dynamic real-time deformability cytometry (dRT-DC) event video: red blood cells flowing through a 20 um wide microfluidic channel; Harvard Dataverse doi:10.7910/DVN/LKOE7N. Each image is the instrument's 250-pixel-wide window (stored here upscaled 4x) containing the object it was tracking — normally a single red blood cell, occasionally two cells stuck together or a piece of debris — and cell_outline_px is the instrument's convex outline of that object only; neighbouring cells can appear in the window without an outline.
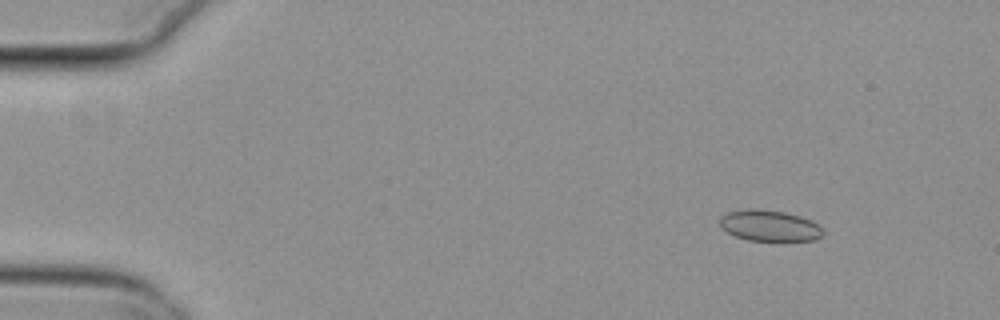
{"species": "common noctule bat (a hibernating species)", "species_latin": "Nyctalus noctula", "temperature_condition": "cold", "stored_images_in_passage": 51, "camera_frame_rate_fps": 3000, "um_per_image_px": 0.085, "animal": {"sex": "female", "body_mass_g": 29.2, "forearm_length_mm": 56.3}, "frame": {"image": 1, "passage_image": 3, "time_ms": 0.667, "image_size_px": [1000, 320], "cell_outline_px": [[824, 232], [816, 240], [748, 240], [736, 236], [720, 228], [720, 216], [728, 212], [748, 208], [756, 208], [784, 212], [800, 216], [812, 220]], "centroid_in_image_um": [65.37, 19.16], "position_along_channel_um": 19.6, "area_um2": 18.55}}
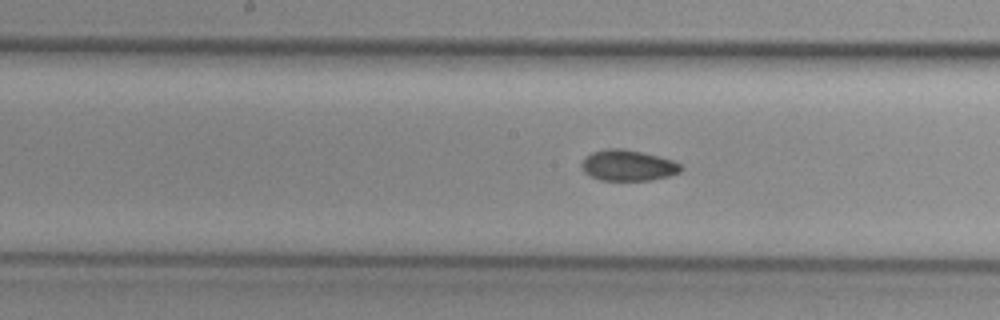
{"frame": {"image": 2, "passage_image": 25, "time_ms": 8.0, "image_size_px": [1000, 320], "cell_outline_px": [[684, 168], [680, 172], [668, 176], [652, 180], [600, 180], [584, 172], [580, 168], [580, 164], [584, 156], [592, 152], [604, 148], [624, 148], [660, 156], [672, 160], [680, 164]], "centroid_in_image_um": [53.35, 14.04], "position_along_channel_um": 194.8, "area_um2": 18.15}}
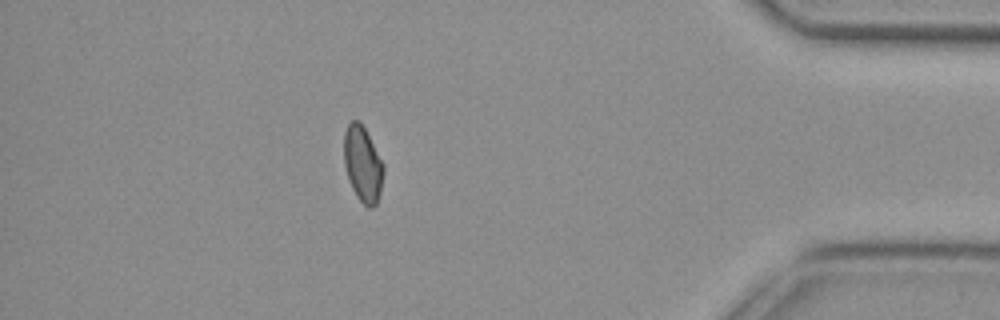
{"frame": {"image": 3, "passage_image": 45, "time_ms": 14.667, "image_size_px": [1000, 320], "cell_outline_px": [[384, 172], [380, 196], [376, 204], [372, 208], [368, 208], [356, 196], [352, 188], [344, 164], [344, 132], [348, 124], [352, 120], [360, 120], [384, 164]], "centroid_in_image_um": [30.84, 13.95], "position_along_channel_um": 404.4, "area_um2": 17.51}, "authors_computed_cell_mechanics": {"area_um2": 18.0336, "velocity_mm_per_s": 3.7928, "shape_relaxation_time_tau1_ms": null, "shape_relaxation_time_tau2_ms": 4.2889, "deformation_change_tau1": null, "deformation_change_tau2": 0.071}}